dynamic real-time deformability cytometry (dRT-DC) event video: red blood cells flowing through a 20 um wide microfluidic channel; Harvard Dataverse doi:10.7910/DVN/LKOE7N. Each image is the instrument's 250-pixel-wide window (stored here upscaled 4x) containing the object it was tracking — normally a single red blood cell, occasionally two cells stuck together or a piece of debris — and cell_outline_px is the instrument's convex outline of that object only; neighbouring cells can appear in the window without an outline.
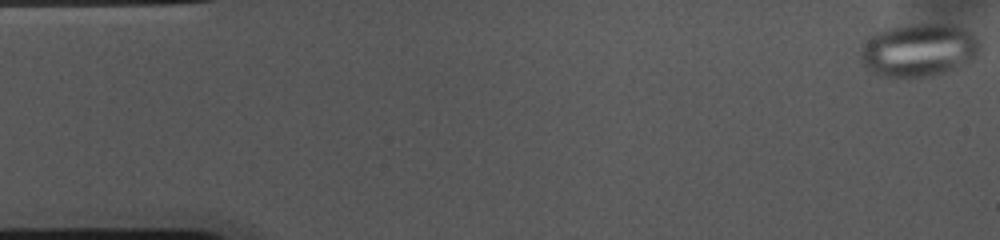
{"species": "common noctule bat (a hibernating species)", "species_latin": "Nyctalus noctula", "temperature_condition": "cold", "stored_images_in_passage": 54, "camera_frame_rate_fps": 3000, "um_per_image_px": 0.085, "animal": {"sex": "female", "body_mass_g": 10.0, "forearm_length_mm": 53.1}, "frame": {"image": 1, "passage_image": 1, "time_ms": 0.0, "image_size_px": [1000, 240], "cell_outline_px": [[980, 56], [972, 64], [964, 68], [936, 76], [908, 80], [884, 76], [872, 72], [864, 68], [860, 60], [860, 48], [868, 36], [884, 28], [896, 24], [952, 24], [964, 28], [972, 32], [980, 40]], "centroid_in_image_um": [78.14, 4.3], "position_along_channel_um": 6.9, "area_um2": 39.3}}
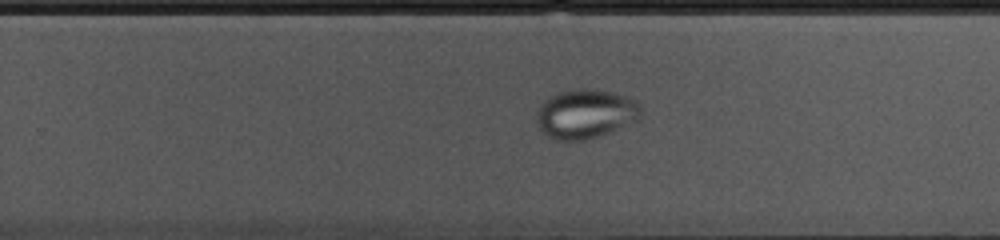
{"frame": {"image": 2, "passage_image": 33, "time_ms": 10.667, "image_size_px": [1000, 240], "cell_outline_px": [[640, 120], [596, 136], [584, 140], [552, 140], [536, 128], [536, 112], [540, 104], [548, 96], [556, 92], [576, 88], [592, 88], [612, 92], [624, 96], [640, 104]], "centroid_in_image_um": [49.69, 9.67], "position_along_channel_um": 280.1, "area_um2": 30.29}}
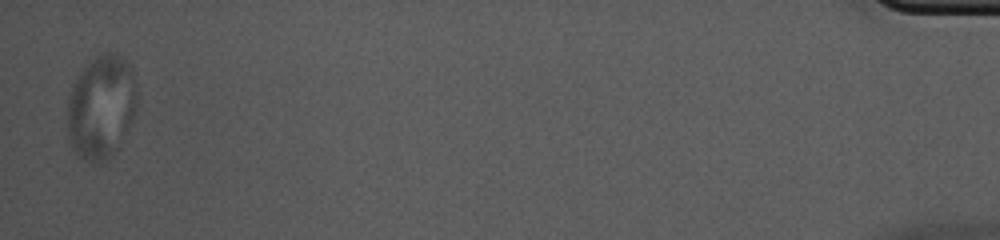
{"frame": {"image": 3, "passage_image": 53, "time_ms": 17.333, "image_size_px": [1000, 240], "cell_outline_px": [[136, 112], [116, 148], [108, 160], [84, 160], [72, 148], [68, 136], [68, 100], [72, 88], [80, 72], [96, 56], [104, 52], [112, 52], [124, 56], [132, 68], [136, 92]], "centroid_in_image_um": [8.61, 9.04], "position_along_channel_um": 426.6, "area_um2": 41.44}}